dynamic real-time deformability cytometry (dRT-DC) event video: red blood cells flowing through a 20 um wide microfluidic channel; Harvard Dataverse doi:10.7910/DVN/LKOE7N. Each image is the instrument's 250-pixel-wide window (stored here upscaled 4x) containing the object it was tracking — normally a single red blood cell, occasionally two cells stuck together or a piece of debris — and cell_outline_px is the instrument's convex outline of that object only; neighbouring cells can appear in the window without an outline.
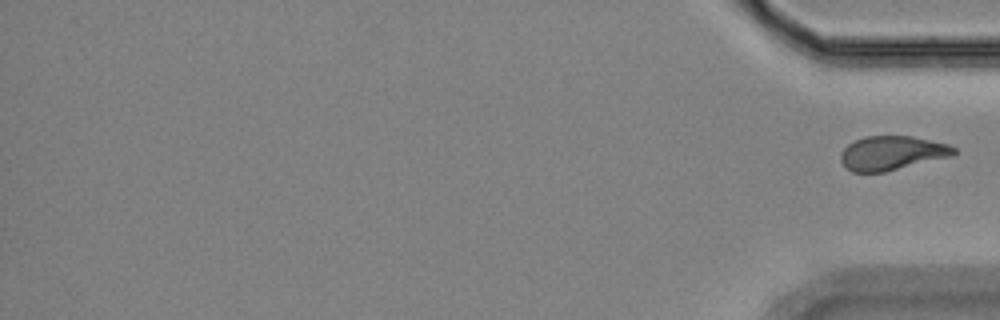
{"species": "Egyptian fruit bat (a non-hibernating species)", "species_latin": "Rousettus aegyptiacus", "temperature_condition": "room temperature", "stored_images_in_passage": 16, "segment_of_instrument_passage": [2, 2], "camera_frame_rate_fps": 3000, "um_per_image_px": 0.085, "animal": {"sex": "female"}, "frame": {"image": 1, "passage_image": 16, "time_ms": 20.333, "image_size_px": [1000, 320], "cell_outline_px": [[956, 152], [952, 156], [884, 172], [852, 172], [840, 160], [840, 152], [848, 144], [864, 136], [912, 136], [948, 144], [956, 148]], "centroid_in_image_um": [75.81, 13.0], "position_along_channel_um": 359.4, "area_um2": 22.43}}